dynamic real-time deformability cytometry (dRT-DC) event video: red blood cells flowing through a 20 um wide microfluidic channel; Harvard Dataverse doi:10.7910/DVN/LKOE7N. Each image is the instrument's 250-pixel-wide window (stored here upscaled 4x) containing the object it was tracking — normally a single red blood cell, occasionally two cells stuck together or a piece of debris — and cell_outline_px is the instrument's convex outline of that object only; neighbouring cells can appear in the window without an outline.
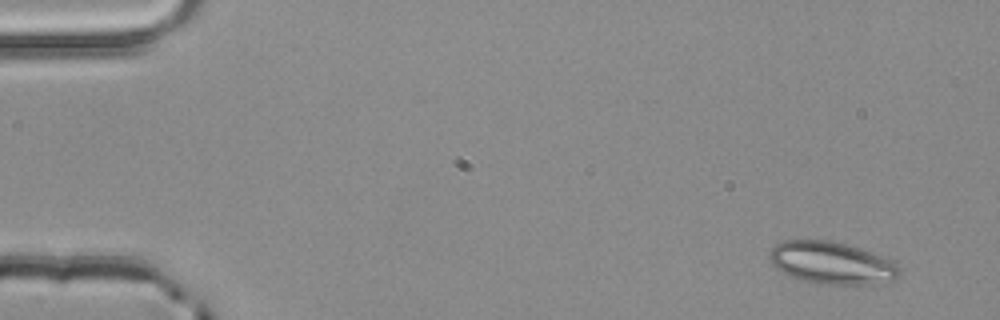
{"species": "common noctule bat (a hibernating species)", "species_latin": "Nyctalus noctula", "temperature_condition": "room temperature", "stored_images_in_passage": 3, "camera_frame_rate_fps": 3000, "um_per_image_px": 0.085, "animal": {"sex": "male", "body_mass_g": 20.4}, "frame": {"image": 1, "passage_image": 1, "time_ms": 0.0, "image_size_px": [1000, 320], "cell_outline_px": [[900, 276], [896, 280], [872, 284], [824, 284], [800, 280], [788, 276], [776, 268], [768, 260], [768, 256], [772, 248], [776, 244], [784, 240], [832, 240], [860, 248], [896, 260], [900, 268]], "centroid_in_image_um": [70.73, 22.35], "position_along_channel_um": 14.3, "area_um2": 32.6}}